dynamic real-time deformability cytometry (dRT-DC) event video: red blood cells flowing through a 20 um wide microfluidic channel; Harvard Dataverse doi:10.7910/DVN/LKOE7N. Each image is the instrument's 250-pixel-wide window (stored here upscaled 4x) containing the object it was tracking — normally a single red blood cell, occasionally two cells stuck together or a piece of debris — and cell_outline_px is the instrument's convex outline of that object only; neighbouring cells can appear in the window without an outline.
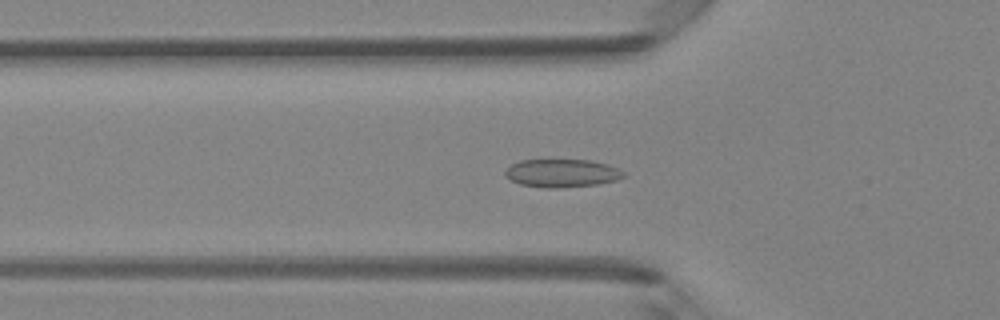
{"species": "Egyptian fruit bat (a non-hibernating species)", "species_latin": "Rousettus aegyptiacus", "temperature_condition": "room temperature", "stored_images_in_passage": 49, "camera_frame_rate_fps": 3000, "um_per_image_px": 0.085, "animal": {"sex": "female"}, "frame": {"image": 1, "passage_image": 17, "time_ms": 5.333, "image_size_px": [1000, 320], "cell_outline_px": [[624, 176], [616, 180], [600, 184], [560, 188], [544, 188], [520, 184], [504, 176], [504, 172], [512, 164], [520, 160], [592, 160], [608, 164], [620, 168], [624, 172]], "centroid_in_image_um": [47.79, 14.72], "position_along_channel_um": 78.0, "area_um2": 19.54}}
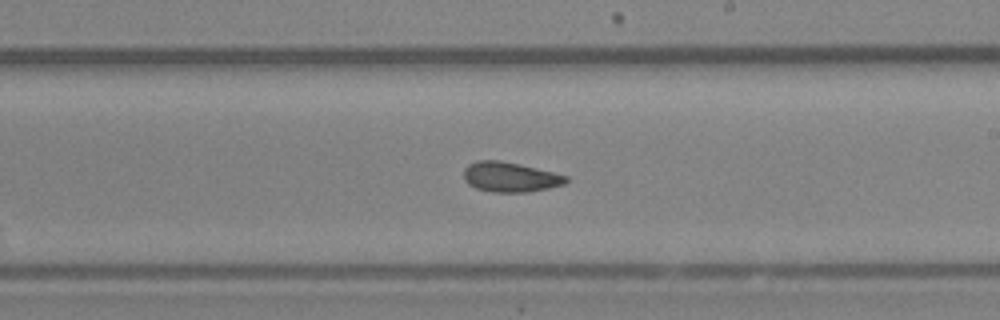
{"frame": {"image": 2, "passage_image": 29, "time_ms": 9.333, "image_size_px": [1000, 320], "cell_outline_px": [[568, 180], [564, 184], [548, 188], [528, 192], [492, 192], [476, 188], [468, 184], [464, 180], [464, 168], [468, 164], [476, 160], [500, 160], [520, 164], [568, 176]], "centroid_in_image_um": [43.33, 15.04], "position_along_channel_um": 245.7, "area_um2": 17.86}}
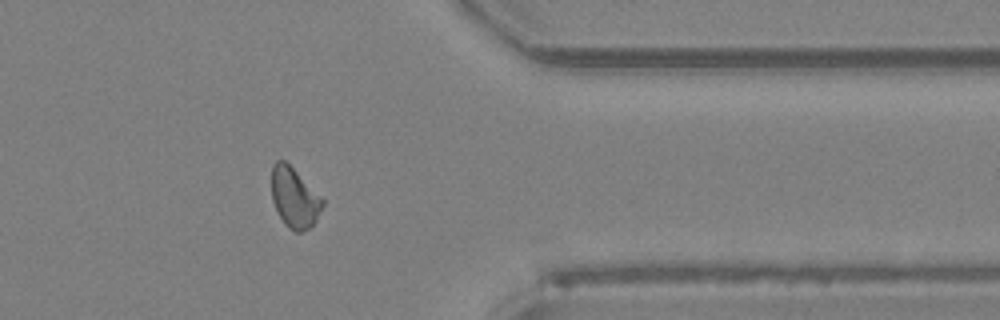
{"frame": {"image": 3, "passage_image": 40, "time_ms": 13.0, "image_size_px": [1000, 320], "cell_outline_px": [[324, 204], [316, 220], [308, 228], [300, 232], [296, 232], [288, 228], [280, 216], [272, 200], [272, 164], [276, 160], [284, 160], [324, 200]], "centroid_in_image_um": [25.01, 16.81], "position_along_channel_um": 386.4, "area_um2": 17.4}, "authors_computed_cell_mechanics": {"area_um2": 18.207, "velocity_mm_per_s": 4.2064, "shape_relaxation_time_tau1_ms": 7.723, "shape_relaxation_time_tau2_ms": 2.16, "deformation_change_tau1": 0.1269, "deformation_change_tau2": 0.0805}}